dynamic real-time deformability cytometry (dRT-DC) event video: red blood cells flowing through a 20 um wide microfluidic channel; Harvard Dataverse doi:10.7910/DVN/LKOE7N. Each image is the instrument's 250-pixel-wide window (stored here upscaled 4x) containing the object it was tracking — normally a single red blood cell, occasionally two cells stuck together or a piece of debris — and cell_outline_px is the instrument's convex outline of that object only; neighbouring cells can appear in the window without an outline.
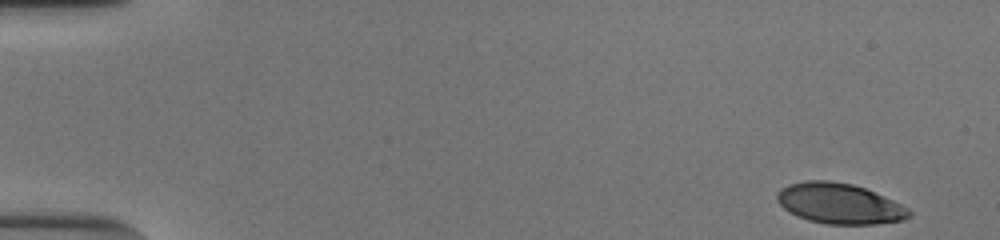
{"species": "human", "species_latin": "Homo sapiens", "temperature_condition": "cold", "stored_images_in_passage": 52, "camera_frame_rate_fps": 3000, "um_per_image_px": 0.085, "donor": {"sex": "male"}, "frame": {"image": 1, "passage_image": 1, "time_ms": 0.0, "image_size_px": [1000, 240], "cell_outline_px": [[912, 212], [904, 220], [876, 224], [828, 224], [808, 220], [796, 216], [788, 212], [776, 200], [776, 192], [780, 188], [788, 184], [804, 180], [828, 180], [852, 184], [864, 188], [892, 200], [908, 208]], "centroid_in_image_um": [71.3, 17.3], "position_along_channel_um": 13.7, "area_um2": 31.21}}
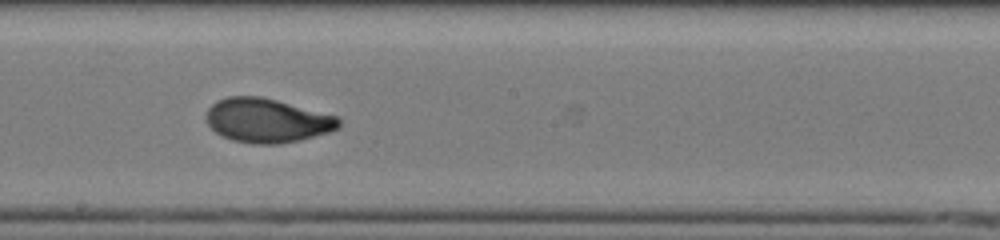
{"frame": {"image": 2, "passage_image": 29, "time_ms": 9.333, "image_size_px": [1000, 240], "cell_outline_px": [[340, 124], [336, 128], [328, 132], [300, 140], [276, 144], [252, 144], [232, 140], [216, 132], [208, 124], [208, 108], [216, 100], [228, 96], [260, 96], [276, 100], [336, 116], [340, 120]], "centroid_in_image_um": [22.68, 10.24], "position_along_channel_um": 225.5, "area_um2": 33.64}}
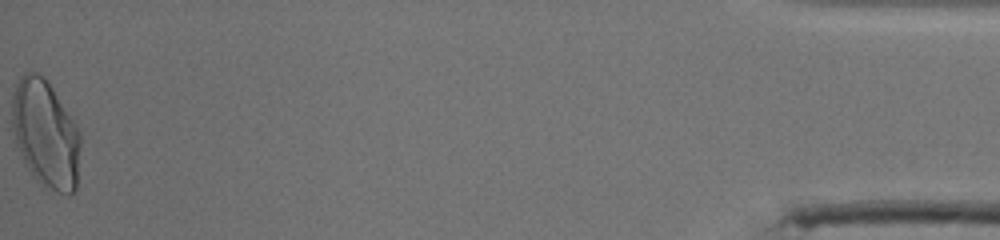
{"frame": {"image": 3, "passage_image": 52, "time_ms": 17.0, "image_size_px": [1000, 240], "cell_outline_px": [[80, 144], [76, 188], [68, 196], [44, 188], [32, 176], [24, 160], [16, 140], [12, 128], [12, 96], [16, 84], [20, 76], [24, 72], [36, 72], [48, 80], [76, 124], [80, 132]], "centroid_in_image_um": [3.88, 11.38], "position_along_channel_um": 431.3, "area_um2": 43.0}, "authors_computed_cell_mechanics": {"area_um2": 33.3217, "velocity_mm_per_s": 3.8455, "shape_relaxation_time_tau1_ms": 3.2037, "shape_relaxation_time_tau2_ms": 0.9382, "deformation_change_tau1": 0.1881, "deformation_change_tau2": 0.0541}}